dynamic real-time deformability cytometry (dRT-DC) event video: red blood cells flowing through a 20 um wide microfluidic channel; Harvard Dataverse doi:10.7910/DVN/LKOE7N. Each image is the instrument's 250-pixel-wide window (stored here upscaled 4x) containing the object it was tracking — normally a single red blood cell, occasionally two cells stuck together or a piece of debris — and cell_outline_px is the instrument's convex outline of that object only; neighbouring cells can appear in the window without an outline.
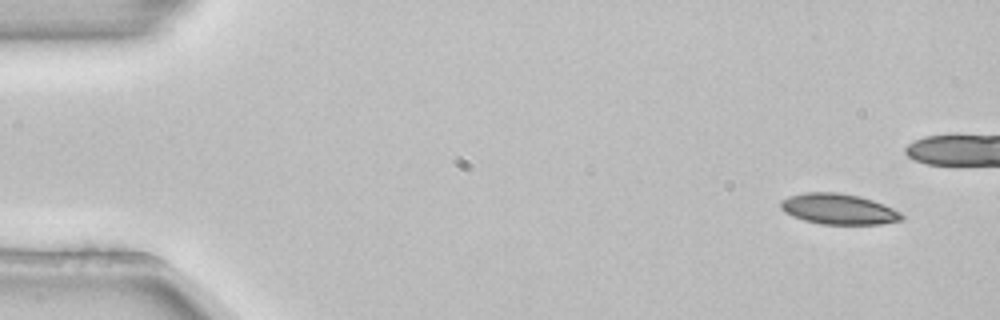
{"species": "common noctule bat (a hibernating species)", "species_latin": "Nyctalus noctula", "temperature_condition": "room temperature", "stored_images_in_passage": 5, "camera_frame_rate_fps": 3000, "um_per_image_px": 0.085, "animal": {"sex": "female", "body_mass_g": 22.7, "forearm_length_mm": 54.2}, "frame": {"image": 1, "passage_image": 1, "time_ms": 0.0, "image_size_px": [1000, 320], "cell_outline_px": [[904, 220], [880, 224], [820, 224], [804, 220], [792, 216], [784, 212], [780, 208], [780, 200], [788, 196], [804, 192], [836, 192], [860, 196], [884, 204], [900, 212], [904, 216]], "centroid_in_image_um": [71.26, 17.76], "position_along_channel_um": 13.7, "area_um2": 21.79}}